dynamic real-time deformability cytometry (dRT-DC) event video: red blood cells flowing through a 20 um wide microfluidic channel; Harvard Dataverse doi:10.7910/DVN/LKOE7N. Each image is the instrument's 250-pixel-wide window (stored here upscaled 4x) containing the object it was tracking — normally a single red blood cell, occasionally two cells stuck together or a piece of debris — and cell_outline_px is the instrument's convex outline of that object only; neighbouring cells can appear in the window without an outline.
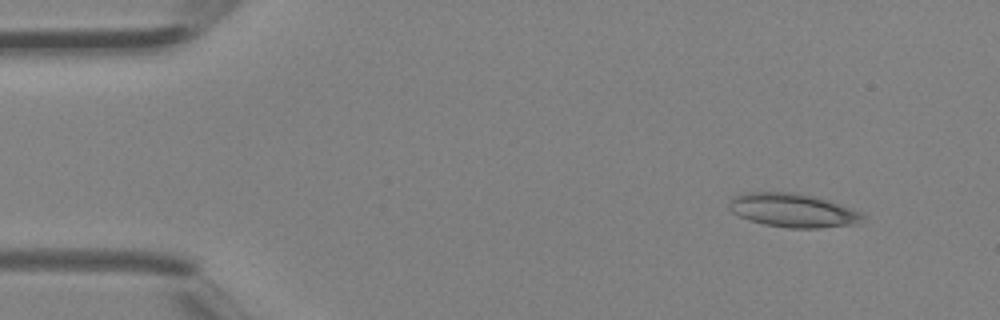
{"species": "Egyptian fruit bat (a non-hibernating species)", "species_latin": "Rousettus aegyptiacus", "temperature_condition": "room temperature", "stored_images_in_passage": 3, "camera_frame_rate_fps": 3000, "um_per_image_px": 0.085, "animal": {"sex": "female"}, "frame": {"image": 1, "passage_image": 1, "time_ms": 0.0, "image_size_px": [1000, 320], "cell_outline_px": [[868, 216], [852, 224], [820, 228], [788, 228], [764, 224], [748, 220], [732, 212], [728, 208], [728, 200], [732, 196], [752, 192], [792, 192], [816, 196], [852, 208]], "centroid_in_image_um": [67.36, 17.87], "position_along_channel_um": 17.6, "area_um2": 26.36}}
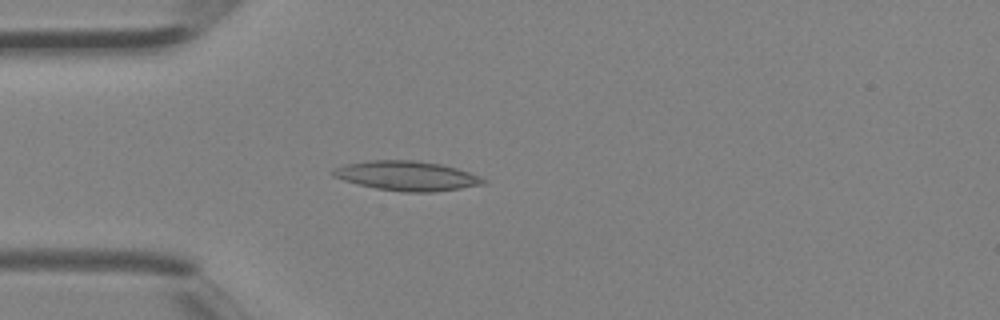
{"frame": {"image": 2, "passage_image": 3, "time_ms": 0.667, "image_size_px": [1000, 320], "cell_outline_px": [[488, 180], [484, 184], [460, 188], [432, 192], [404, 192], [376, 188], [344, 180], [332, 176], [332, 168], [344, 164], [368, 160], [412, 160], [440, 164], [456, 168], [480, 176]], "centroid_in_image_um": [34.56, 14.94], "position_along_channel_um": 50.4, "area_um2": 25.78}}